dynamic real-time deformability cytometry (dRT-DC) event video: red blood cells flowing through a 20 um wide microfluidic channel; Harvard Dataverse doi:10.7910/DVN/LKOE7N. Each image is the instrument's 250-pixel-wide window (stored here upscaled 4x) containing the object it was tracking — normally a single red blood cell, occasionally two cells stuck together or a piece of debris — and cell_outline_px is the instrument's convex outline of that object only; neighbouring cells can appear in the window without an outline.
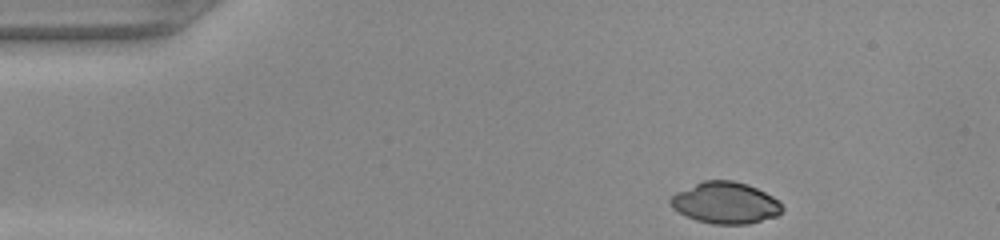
{"species": "common noctule bat (a hibernating species)", "species_latin": "Nyctalus noctula", "temperature_condition": "warm", "stored_images_in_passage": 34, "camera_frame_rate_fps": 3000, "um_per_image_px": 0.085, "animal": {"sex": "female", "body_mass_g": 22.0, "forearm_length_mm": 56.7}, "frame": {"image": 1, "passage_image": 1, "time_ms": 0.0, "image_size_px": [1000, 240], "cell_outline_px": [[784, 208], [776, 216], [748, 224], [712, 224], [696, 220], [672, 208], [668, 204], [668, 200], [676, 192], [704, 180], [732, 180], [748, 184], [780, 200]], "centroid_in_image_um": [61.66, 17.24], "position_along_channel_um": 23.3, "area_um2": 27.05}}
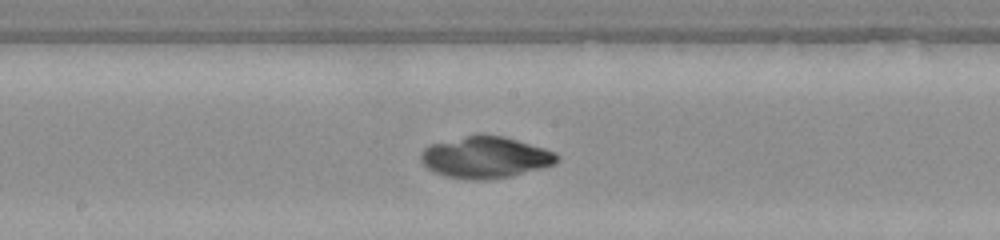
{"frame": {"image": 2, "passage_image": 20, "time_ms": 6.333, "image_size_px": [1000, 240], "cell_outline_px": [[560, 160], [552, 164], [540, 168], [512, 176], [484, 180], [468, 180], [444, 176], [428, 168], [420, 160], [420, 152], [428, 144], [476, 132], [480, 132], [504, 136], [544, 148], [556, 152], [560, 156]], "centroid_in_image_um": [41.22, 13.34], "position_along_channel_um": 207.0, "area_um2": 33.64}}
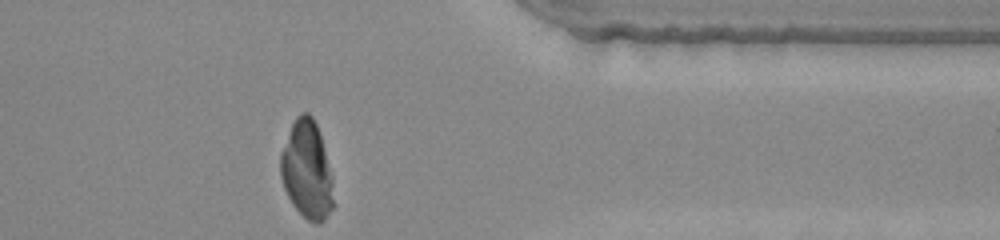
{"frame": {"image": 3, "passage_image": 34, "time_ms": 11.0, "image_size_px": [1000, 240], "cell_outline_px": [[332, 208], [324, 220], [320, 224], [316, 224], [308, 220], [292, 204], [284, 188], [280, 176], [280, 152], [292, 124], [296, 116], [300, 112], [308, 112], [312, 116], [316, 124], [320, 136], [332, 176]], "centroid_in_image_um": [26.06, 14.44], "position_along_channel_um": 385.3, "area_um2": 29.94}}